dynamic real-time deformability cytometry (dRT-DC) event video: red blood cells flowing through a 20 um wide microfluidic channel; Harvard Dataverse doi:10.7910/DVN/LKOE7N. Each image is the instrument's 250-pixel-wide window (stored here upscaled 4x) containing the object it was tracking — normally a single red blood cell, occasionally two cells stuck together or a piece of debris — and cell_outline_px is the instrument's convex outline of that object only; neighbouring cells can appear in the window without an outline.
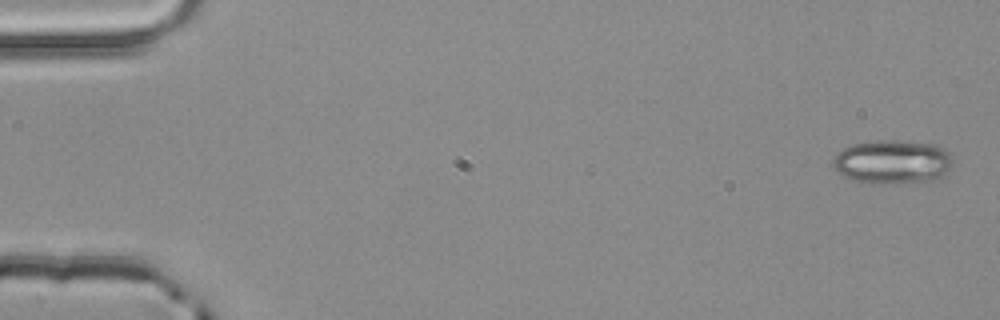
{"species": "common noctule bat (a hibernating species)", "species_latin": "Nyctalus noctula", "temperature_condition": "room temperature", "stored_images_in_passage": 5, "camera_frame_rate_fps": 3000, "um_per_image_px": 0.085, "animal": {"sex": "male", "body_mass_g": 20.4}, "frame": {"image": 1, "passage_image": 1, "time_ms": 0.0, "image_size_px": [1000, 320], "cell_outline_px": [[952, 164], [936, 180], [888, 184], [880, 184], [856, 180], [844, 176], [832, 164], [832, 160], [836, 152], [852, 144], [880, 140], [900, 140], [936, 144], [944, 148], [952, 156]], "centroid_in_image_um": [75.87, 13.74], "position_along_channel_um": 9.1, "area_um2": 30.63}}